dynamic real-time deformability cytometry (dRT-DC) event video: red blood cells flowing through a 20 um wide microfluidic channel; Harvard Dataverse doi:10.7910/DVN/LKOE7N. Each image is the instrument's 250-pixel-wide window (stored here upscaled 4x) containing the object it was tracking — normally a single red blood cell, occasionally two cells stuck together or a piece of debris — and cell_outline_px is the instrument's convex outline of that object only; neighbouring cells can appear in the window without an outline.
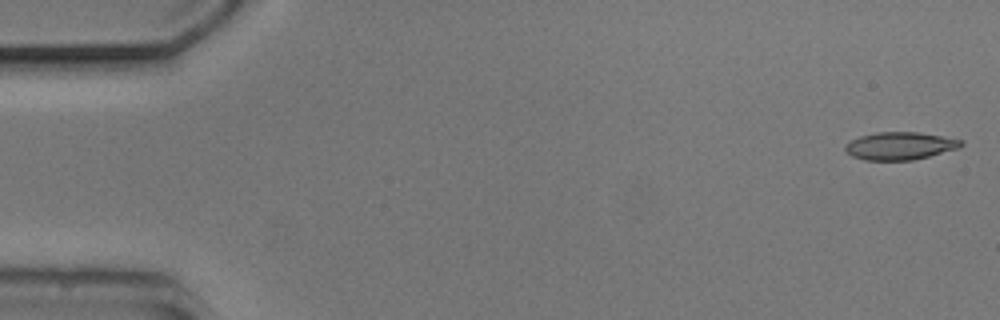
{"species": "common noctule bat (a hibernating species)", "species_latin": "Nyctalus noctula", "temperature_condition": "cold", "stored_images_in_passage": 53, "camera_frame_rate_fps": 3000, "um_per_image_px": 0.085, "animal": {"sex": "male", "body_mass_g": 20.5, "forearm_length_mm": 52.5}, "frame": {"image": 1, "passage_image": 1, "time_ms": 0.0, "image_size_px": [1000, 320], "cell_outline_px": [[964, 144], [960, 148], [912, 160], [864, 160], [852, 156], [844, 148], [852, 140], [860, 136], [876, 132], [920, 132], [964, 140]], "centroid_in_image_um": [76.54, 12.39], "position_along_channel_um": 8.5, "area_um2": 18.61}}
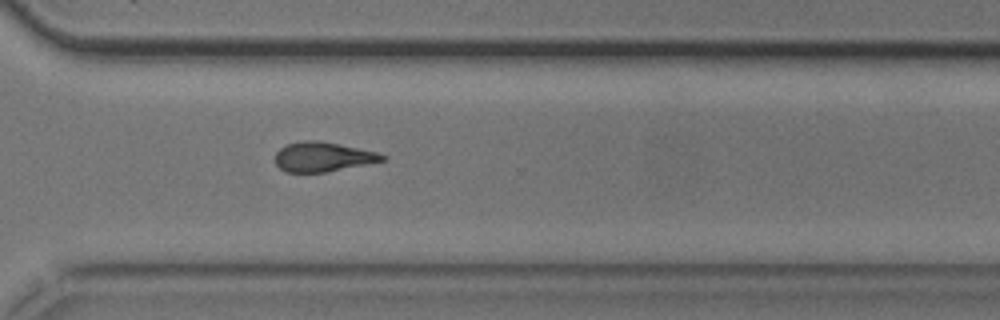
{"frame": {"image": 2, "passage_image": 38, "time_ms": 12.333, "image_size_px": [1000, 320], "cell_outline_px": [[388, 160], [324, 172], [284, 172], [276, 164], [276, 152], [284, 144], [304, 140], [320, 140], [376, 152], [388, 156]], "centroid_in_image_um": [27.44, 13.32], "position_along_channel_um": 343.2, "area_um2": 18.5}}
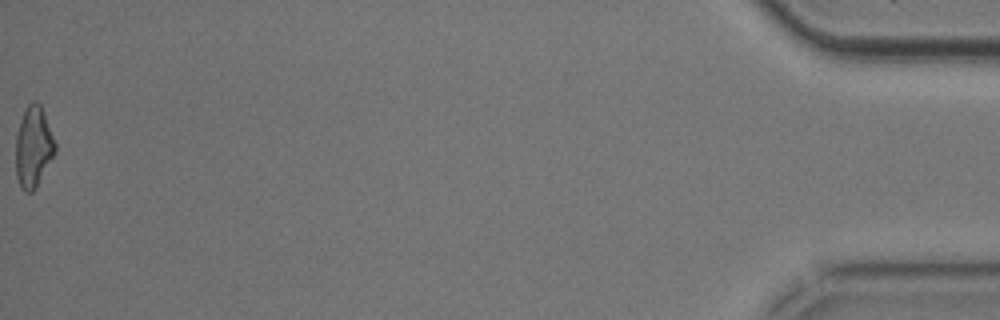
{"frame": {"image": 3, "passage_image": 53, "time_ms": 17.333, "image_size_px": [1000, 320], "cell_outline_px": [[56, 152], [36, 188], [32, 192], [24, 192], [20, 188], [16, 176], [16, 136], [20, 120], [28, 104], [32, 100], [36, 100], [40, 104], [56, 144]], "centroid_in_image_um": [2.83, 12.52], "position_along_channel_um": 432.4, "area_um2": 18.61}, "authors_computed_cell_mechanics": {"area_um2": 19.0162, "velocity_mm_per_s": 3.7961, "shape_relaxation_time_tau1_ms": 3.0552, "shape_relaxation_time_tau2_ms": 4.7105, "deformation_change_tau1": 0.1262, "deformation_change_tau2": 0.1438}}